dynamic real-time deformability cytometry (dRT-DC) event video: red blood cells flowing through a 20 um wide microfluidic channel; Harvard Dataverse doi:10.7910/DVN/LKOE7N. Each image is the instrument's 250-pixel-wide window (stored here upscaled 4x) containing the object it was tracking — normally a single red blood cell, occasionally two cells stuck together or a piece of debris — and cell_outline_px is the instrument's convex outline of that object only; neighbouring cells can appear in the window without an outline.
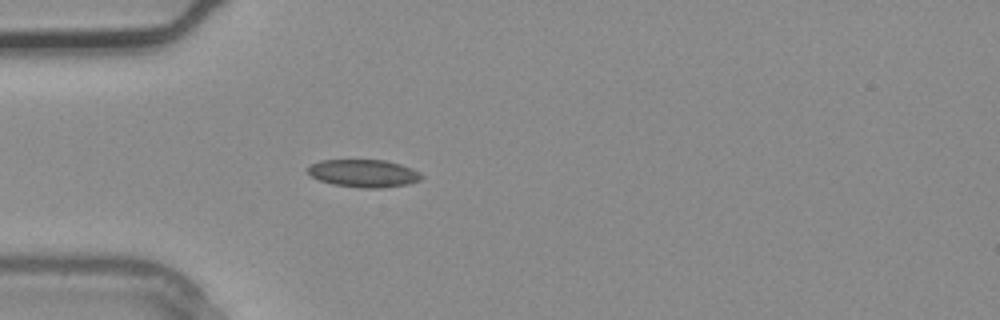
{"species": "common noctule bat (a hibernating species)", "species_latin": "Nyctalus noctula", "temperature_condition": "warm", "stored_images_in_passage": 4, "camera_frame_rate_fps": 3000, "um_per_image_px": 0.085, "animal": {"sex": "male", "body_mass_g": 20.4}, "frame": {"image": 1, "passage_image": 4, "time_ms": 1.0, "image_size_px": [1000, 320], "cell_outline_px": [[424, 176], [420, 180], [408, 184], [384, 188], [360, 188], [332, 184], [320, 180], [312, 176], [308, 172], [308, 168], [312, 164], [320, 160], [384, 160], [400, 164], [412, 168], [420, 172]], "centroid_in_image_um": [30.95, 14.74], "position_along_channel_um": 54.0, "area_um2": 18.38}}